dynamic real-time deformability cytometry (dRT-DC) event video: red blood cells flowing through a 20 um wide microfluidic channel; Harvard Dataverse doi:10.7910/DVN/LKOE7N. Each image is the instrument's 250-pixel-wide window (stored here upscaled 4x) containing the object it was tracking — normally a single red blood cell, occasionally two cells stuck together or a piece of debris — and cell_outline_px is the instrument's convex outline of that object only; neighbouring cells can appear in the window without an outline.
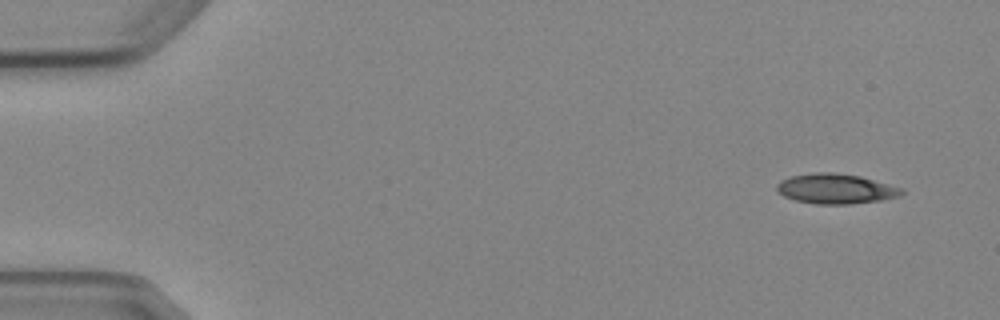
{"species": "Egyptian fruit bat (a non-hibernating species)", "species_latin": "Rousettus aegyptiacus", "temperature_condition": "cold", "stored_images_in_passage": 4, "camera_frame_rate_fps": 3000, "um_per_image_px": 0.085, "animal": {"sex": "female"}, "frame": {"image": 1, "passage_image": 1, "time_ms": 0.0, "image_size_px": [1000, 320], "cell_outline_px": [[904, 192], [900, 196], [880, 200], [852, 204], [816, 204], [796, 200], [784, 196], [776, 188], [776, 184], [780, 180], [792, 176], [816, 172], [832, 172], [860, 176], [904, 188]], "centroid_in_image_um": [71.06, 16.04], "position_along_channel_um": 13.9, "area_um2": 21.79}}
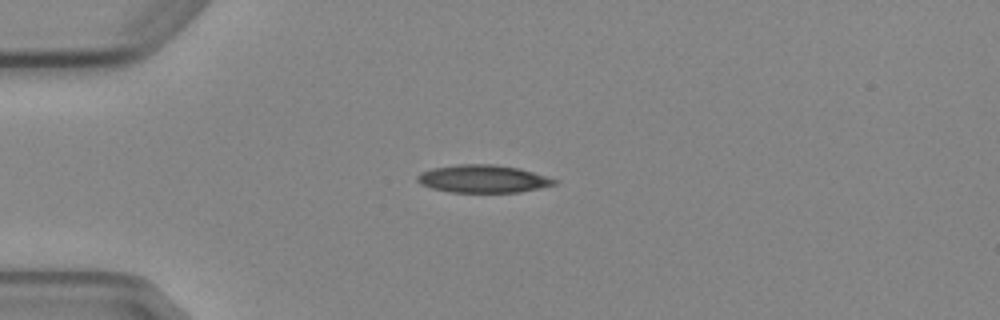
{"frame": {"image": 2, "passage_image": 4, "time_ms": 3.333, "image_size_px": [1000, 320], "cell_outline_px": [[556, 184], [540, 188], [520, 192], [452, 192], [432, 188], [420, 184], [416, 180], [416, 176], [420, 172], [432, 168], [456, 164], [492, 164], [520, 168], [556, 180]], "centroid_in_image_um": [41.0, 15.19], "position_along_channel_um": 44.0, "area_um2": 22.08}}